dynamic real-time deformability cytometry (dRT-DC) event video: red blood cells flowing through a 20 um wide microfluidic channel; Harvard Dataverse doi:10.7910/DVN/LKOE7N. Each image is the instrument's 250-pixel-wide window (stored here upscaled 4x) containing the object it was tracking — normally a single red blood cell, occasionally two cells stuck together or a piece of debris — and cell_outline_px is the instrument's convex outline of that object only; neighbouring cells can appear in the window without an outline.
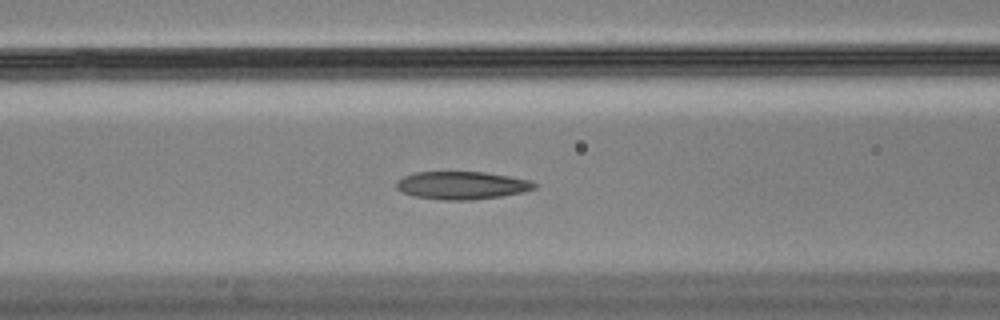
{"species": "Egyptian fruit bat (a non-hibernating species)", "species_latin": "Rousettus aegyptiacus", "temperature_condition": "cold", "stored_images_in_passage": 50, "camera_frame_rate_fps": 3000, "um_per_image_px": 0.085, "animal": {"sex": "male"}, "frame": {"image": 1, "passage_image": 22, "time_ms": 7.0, "image_size_px": [1000, 320], "cell_outline_px": [[536, 188], [524, 192], [500, 196], [472, 200], [440, 200], [416, 196], [404, 192], [396, 188], [396, 180], [404, 176], [416, 172], [484, 172], [532, 180], [536, 184]], "centroid_in_image_um": [39.27, 15.75], "position_along_channel_um": 127.3, "area_um2": 22.37}}
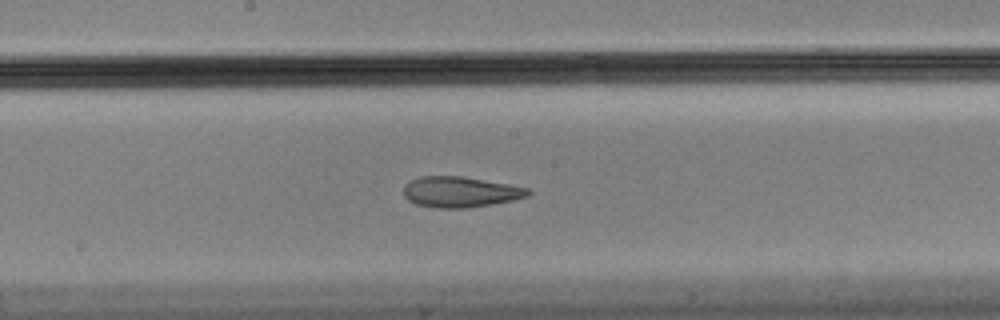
{"frame": {"image": 2, "passage_image": 29, "time_ms": 9.333, "image_size_px": [1000, 320], "cell_outline_px": [[532, 192], [528, 196], [512, 200], [492, 204], [468, 208], [436, 208], [416, 204], [408, 200], [404, 196], [404, 184], [420, 176], [460, 176], [508, 184], [528, 188]], "centroid_in_image_um": [39.11, 16.32], "position_along_channel_um": 209.1, "area_um2": 22.2}}
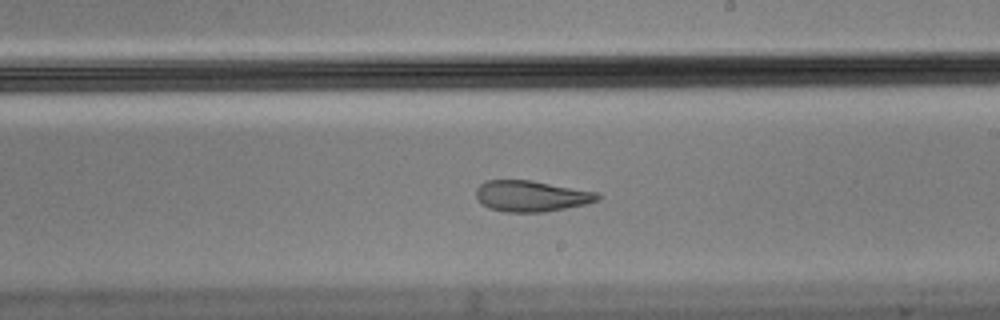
{"frame": {"image": 3, "passage_image": 32, "time_ms": 10.333, "image_size_px": [1000, 320], "cell_outline_px": [[600, 200], [584, 204], [544, 212], [504, 212], [488, 208], [480, 204], [476, 196], [476, 188], [484, 180], [532, 180], [600, 192]], "centroid_in_image_um": [45.15, 16.66], "position_along_channel_um": 243.9, "area_um2": 22.25}, "authors_computed_cell_mechanics": {"area_um2": 22.6576, "velocity_mm_per_s": 3.4929, "shape_relaxation_time_tau1_ms": null, "shape_relaxation_time_tau2_ms": 2.1918, "deformation_change_tau1": null, "deformation_change_tau2": 0.0897}}